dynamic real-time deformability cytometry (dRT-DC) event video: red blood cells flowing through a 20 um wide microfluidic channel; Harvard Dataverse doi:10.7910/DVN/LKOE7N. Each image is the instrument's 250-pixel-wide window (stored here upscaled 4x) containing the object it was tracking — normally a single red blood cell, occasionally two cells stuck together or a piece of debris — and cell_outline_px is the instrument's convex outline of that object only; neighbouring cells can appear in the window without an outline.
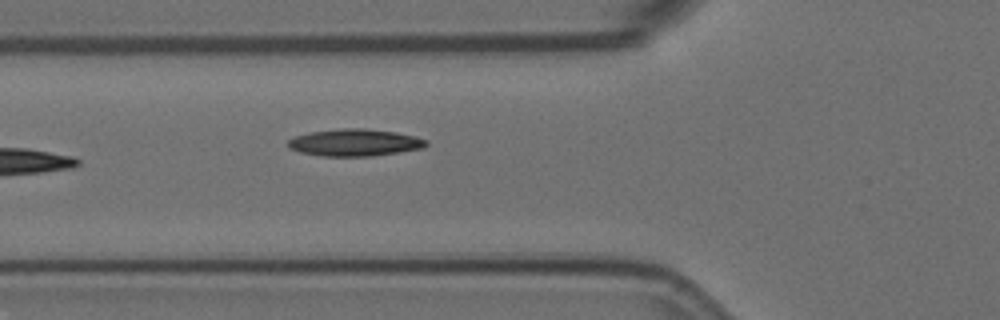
{"species": "Egyptian fruit bat (a non-hibernating species)", "species_latin": "Rousettus aegyptiacus", "temperature_condition": "room temperature", "stored_images_in_passage": 6, "camera_frame_rate_fps": 3000, "um_per_image_px": 0.085, "animal": {"sex": "female"}, "frame": {"image": 1, "passage_image": 6, "time_ms": 1.667, "image_size_px": [1000, 320], "cell_outline_px": [[428, 144], [424, 148], [372, 156], [324, 156], [300, 152], [288, 148], [288, 140], [296, 136], [308, 132], [340, 128], [364, 128], [396, 132], [416, 136], [428, 140]], "centroid_in_image_um": [30.17, 12.11], "position_along_channel_um": 95.6, "area_um2": 21.91}}